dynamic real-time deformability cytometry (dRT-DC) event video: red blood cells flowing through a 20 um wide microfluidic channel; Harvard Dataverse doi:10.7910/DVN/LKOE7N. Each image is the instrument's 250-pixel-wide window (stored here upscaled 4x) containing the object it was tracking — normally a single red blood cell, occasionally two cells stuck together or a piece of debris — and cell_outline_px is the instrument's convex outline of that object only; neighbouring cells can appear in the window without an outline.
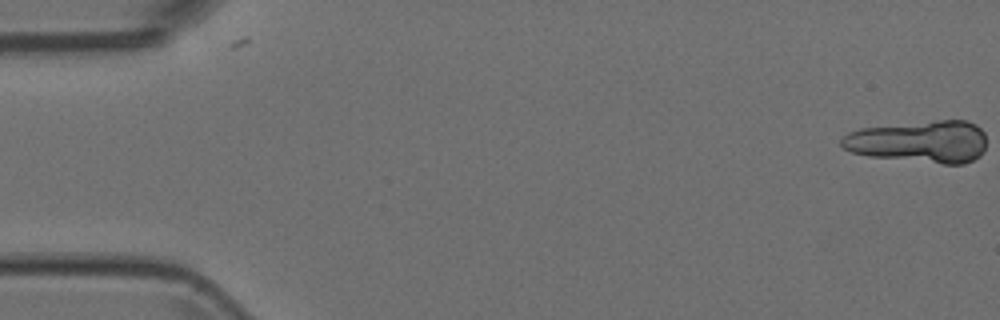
{"species": "Egyptian fruit bat (a non-hibernating species)", "species_latin": "Rousettus aegyptiacus", "temperature_condition": "room temperature", "stored_images_in_passage": 5, "camera_frame_rate_fps": 3000, "um_per_image_px": 0.085, "animal": {"sex": "female"}, "frame": {"image": 1, "passage_image": 1, "time_ms": 0.0, "image_size_px": [1000, 320], "cell_outline_px": [[984, 152], [980, 156], [964, 164], [944, 164], [868, 156], [852, 152], [840, 148], [840, 140], [848, 132], [860, 128], [936, 120], [968, 120], [976, 124], [984, 132]], "centroid_in_image_um": [78.15, 12.04], "position_along_channel_um": 6.8, "area_um2": 35.89}}